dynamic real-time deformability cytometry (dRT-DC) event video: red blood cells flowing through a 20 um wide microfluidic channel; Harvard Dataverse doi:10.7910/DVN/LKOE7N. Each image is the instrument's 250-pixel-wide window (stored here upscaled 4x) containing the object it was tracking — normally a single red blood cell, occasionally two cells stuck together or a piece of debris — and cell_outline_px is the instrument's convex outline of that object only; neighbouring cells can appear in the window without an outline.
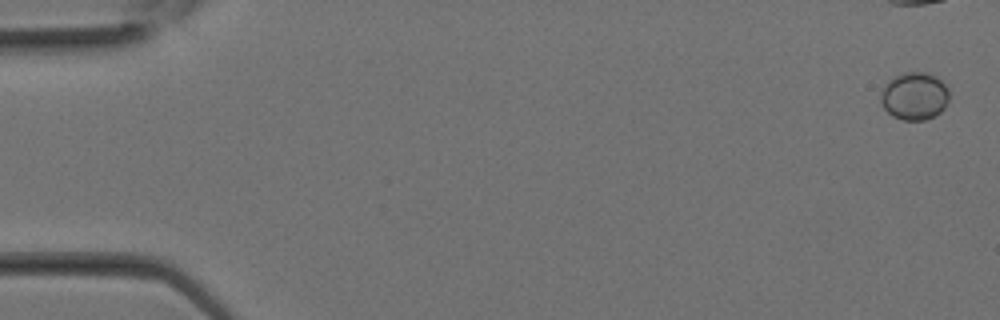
{"species": "Egyptian fruit bat (a non-hibernating species)", "species_latin": "Rousettus aegyptiacus", "temperature_condition": "room temperature", "stored_images_in_passage": 24, "camera_frame_rate_fps": 3000, "um_per_image_px": 0.085, "animal": {"sex": "female"}, "frame": {"image": 1, "passage_image": 1, "time_ms": 0.0, "image_size_px": [1000, 320], "cell_outline_px": [[948, 100], [944, 108], [940, 112], [924, 120], [904, 120], [892, 116], [884, 108], [880, 100], [880, 92], [884, 84], [888, 80], [904, 72], [932, 72], [948, 88]], "centroid_in_image_um": [77.71, 8.15], "position_along_channel_um": 7.3, "area_um2": 19.13}}